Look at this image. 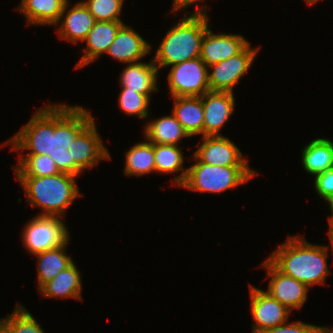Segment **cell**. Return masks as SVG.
<instances>
[{
    "label": "cell",
    "mask_w": 333,
    "mask_h": 333,
    "mask_svg": "<svg viewBox=\"0 0 333 333\" xmlns=\"http://www.w3.org/2000/svg\"><path fill=\"white\" fill-rule=\"evenodd\" d=\"M93 119L82 106L48 104L4 145L12 144L11 151L29 150L27 155H49L60 172L76 176L70 144Z\"/></svg>",
    "instance_id": "cell-1"
},
{
    "label": "cell",
    "mask_w": 333,
    "mask_h": 333,
    "mask_svg": "<svg viewBox=\"0 0 333 333\" xmlns=\"http://www.w3.org/2000/svg\"><path fill=\"white\" fill-rule=\"evenodd\" d=\"M298 236H290L268 260L280 272L295 278L308 288L325 283L330 273L327 264L328 247L310 244L304 237Z\"/></svg>",
    "instance_id": "cell-2"
},
{
    "label": "cell",
    "mask_w": 333,
    "mask_h": 333,
    "mask_svg": "<svg viewBox=\"0 0 333 333\" xmlns=\"http://www.w3.org/2000/svg\"><path fill=\"white\" fill-rule=\"evenodd\" d=\"M201 7L172 26L153 58L158 69L200 57L201 41L208 26V15Z\"/></svg>",
    "instance_id": "cell-3"
},
{
    "label": "cell",
    "mask_w": 333,
    "mask_h": 333,
    "mask_svg": "<svg viewBox=\"0 0 333 333\" xmlns=\"http://www.w3.org/2000/svg\"><path fill=\"white\" fill-rule=\"evenodd\" d=\"M76 177L68 173L37 177L17 176L29 203L42 208L39 216L64 217L66 209L81 194L76 185Z\"/></svg>",
    "instance_id": "cell-4"
},
{
    "label": "cell",
    "mask_w": 333,
    "mask_h": 333,
    "mask_svg": "<svg viewBox=\"0 0 333 333\" xmlns=\"http://www.w3.org/2000/svg\"><path fill=\"white\" fill-rule=\"evenodd\" d=\"M193 156L195 163L187 168L182 188L220 193L247 183L257 175L249 166H213L201 162L194 154Z\"/></svg>",
    "instance_id": "cell-5"
},
{
    "label": "cell",
    "mask_w": 333,
    "mask_h": 333,
    "mask_svg": "<svg viewBox=\"0 0 333 333\" xmlns=\"http://www.w3.org/2000/svg\"><path fill=\"white\" fill-rule=\"evenodd\" d=\"M23 245L32 255L64 245L69 239L65 223L58 216L37 215L22 233Z\"/></svg>",
    "instance_id": "cell-6"
},
{
    "label": "cell",
    "mask_w": 333,
    "mask_h": 333,
    "mask_svg": "<svg viewBox=\"0 0 333 333\" xmlns=\"http://www.w3.org/2000/svg\"><path fill=\"white\" fill-rule=\"evenodd\" d=\"M167 80L173 97L202 96L210 91L208 68L200 58H194L171 66Z\"/></svg>",
    "instance_id": "cell-7"
},
{
    "label": "cell",
    "mask_w": 333,
    "mask_h": 333,
    "mask_svg": "<svg viewBox=\"0 0 333 333\" xmlns=\"http://www.w3.org/2000/svg\"><path fill=\"white\" fill-rule=\"evenodd\" d=\"M259 48L250 47V43L236 56L214 63L208 68V83L210 91L231 92L251 67Z\"/></svg>",
    "instance_id": "cell-8"
},
{
    "label": "cell",
    "mask_w": 333,
    "mask_h": 333,
    "mask_svg": "<svg viewBox=\"0 0 333 333\" xmlns=\"http://www.w3.org/2000/svg\"><path fill=\"white\" fill-rule=\"evenodd\" d=\"M94 119L75 137L69 151L76 162V176L84 168H92L100 159H110V154L104 146L95 125Z\"/></svg>",
    "instance_id": "cell-9"
},
{
    "label": "cell",
    "mask_w": 333,
    "mask_h": 333,
    "mask_svg": "<svg viewBox=\"0 0 333 333\" xmlns=\"http://www.w3.org/2000/svg\"><path fill=\"white\" fill-rule=\"evenodd\" d=\"M262 266L267 270V278L271 277L266 291L287 309H301L307 300L308 287L293 277L280 272L268 259Z\"/></svg>",
    "instance_id": "cell-10"
},
{
    "label": "cell",
    "mask_w": 333,
    "mask_h": 333,
    "mask_svg": "<svg viewBox=\"0 0 333 333\" xmlns=\"http://www.w3.org/2000/svg\"><path fill=\"white\" fill-rule=\"evenodd\" d=\"M251 297V314L253 323L252 333L279 326L286 323L291 311L272 298L266 291L249 285Z\"/></svg>",
    "instance_id": "cell-11"
},
{
    "label": "cell",
    "mask_w": 333,
    "mask_h": 333,
    "mask_svg": "<svg viewBox=\"0 0 333 333\" xmlns=\"http://www.w3.org/2000/svg\"><path fill=\"white\" fill-rule=\"evenodd\" d=\"M202 145L194 155L203 163L213 166H248L240 149L222 135L203 136Z\"/></svg>",
    "instance_id": "cell-12"
},
{
    "label": "cell",
    "mask_w": 333,
    "mask_h": 333,
    "mask_svg": "<svg viewBox=\"0 0 333 333\" xmlns=\"http://www.w3.org/2000/svg\"><path fill=\"white\" fill-rule=\"evenodd\" d=\"M204 109L203 136H217L234 112L235 98L231 92L208 91L202 96Z\"/></svg>",
    "instance_id": "cell-13"
},
{
    "label": "cell",
    "mask_w": 333,
    "mask_h": 333,
    "mask_svg": "<svg viewBox=\"0 0 333 333\" xmlns=\"http://www.w3.org/2000/svg\"><path fill=\"white\" fill-rule=\"evenodd\" d=\"M249 43L242 35L213 34L208 27L201 41L200 58L209 67L236 56Z\"/></svg>",
    "instance_id": "cell-14"
},
{
    "label": "cell",
    "mask_w": 333,
    "mask_h": 333,
    "mask_svg": "<svg viewBox=\"0 0 333 333\" xmlns=\"http://www.w3.org/2000/svg\"><path fill=\"white\" fill-rule=\"evenodd\" d=\"M151 46L132 27L123 24L106 51L123 63H136L149 54Z\"/></svg>",
    "instance_id": "cell-15"
},
{
    "label": "cell",
    "mask_w": 333,
    "mask_h": 333,
    "mask_svg": "<svg viewBox=\"0 0 333 333\" xmlns=\"http://www.w3.org/2000/svg\"><path fill=\"white\" fill-rule=\"evenodd\" d=\"M123 24V21H95L93 28L84 40L87 47L82 50L84 54L75 68H81L95 61L101 54L106 53Z\"/></svg>",
    "instance_id": "cell-16"
},
{
    "label": "cell",
    "mask_w": 333,
    "mask_h": 333,
    "mask_svg": "<svg viewBox=\"0 0 333 333\" xmlns=\"http://www.w3.org/2000/svg\"><path fill=\"white\" fill-rule=\"evenodd\" d=\"M69 4L70 2L63 8L59 20V22H62V25H59L58 33L60 38L67 39L76 44L78 41L86 39L88 32L93 28L95 19L82 1L77 2L65 14ZM63 15L66 16L63 17Z\"/></svg>",
    "instance_id": "cell-17"
},
{
    "label": "cell",
    "mask_w": 333,
    "mask_h": 333,
    "mask_svg": "<svg viewBox=\"0 0 333 333\" xmlns=\"http://www.w3.org/2000/svg\"><path fill=\"white\" fill-rule=\"evenodd\" d=\"M158 72L159 69L153 59L150 63H129L121 73L120 85L140 94H151L153 91H158Z\"/></svg>",
    "instance_id": "cell-18"
},
{
    "label": "cell",
    "mask_w": 333,
    "mask_h": 333,
    "mask_svg": "<svg viewBox=\"0 0 333 333\" xmlns=\"http://www.w3.org/2000/svg\"><path fill=\"white\" fill-rule=\"evenodd\" d=\"M69 0H21L16 10L26 17L27 25H57Z\"/></svg>",
    "instance_id": "cell-19"
},
{
    "label": "cell",
    "mask_w": 333,
    "mask_h": 333,
    "mask_svg": "<svg viewBox=\"0 0 333 333\" xmlns=\"http://www.w3.org/2000/svg\"><path fill=\"white\" fill-rule=\"evenodd\" d=\"M172 113L190 137L202 134L204 109L201 96L173 97Z\"/></svg>",
    "instance_id": "cell-20"
},
{
    "label": "cell",
    "mask_w": 333,
    "mask_h": 333,
    "mask_svg": "<svg viewBox=\"0 0 333 333\" xmlns=\"http://www.w3.org/2000/svg\"><path fill=\"white\" fill-rule=\"evenodd\" d=\"M82 282L80 271L77 269L74 262L62 270L52 280L45 283L39 292L44 297L56 298H74L82 299Z\"/></svg>",
    "instance_id": "cell-21"
},
{
    "label": "cell",
    "mask_w": 333,
    "mask_h": 333,
    "mask_svg": "<svg viewBox=\"0 0 333 333\" xmlns=\"http://www.w3.org/2000/svg\"><path fill=\"white\" fill-rule=\"evenodd\" d=\"M302 166L312 176L333 168V141L317 138L302 151Z\"/></svg>",
    "instance_id": "cell-22"
},
{
    "label": "cell",
    "mask_w": 333,
    "mask_h": 333,
    "mask_svg": "<svg viewBox=\"0 0 333 333\" xmlns=\"http://www.w3.org/2000/svg\"><path fill=\"white\" fill-rule=\"evenodd\" d=\"M144 129V136L153 144L178 145L182 138L190 137L173 113L147 123Z\"/></svg>",
    "instance_id": "cell-23"
},
{
    "label": "cell",
    "mask_w": 333,
    "mask_h": 333,
    "mask_svg": "<svg viewBox=\"0 0 333 333\" xmlns=\"http://www.w3.org/2000/svg\"><path fill=\"white\" fill-rule=\"evenodd\" d=\"M69 240L62 246L35 254L38 257V290L73 261L65 252Z\"/></svg>",
    "instance_id": "cell-24"
},
{
    "label": "cell",
    "mask_w": 333,
    "mask_h": 333,
    "mask_svg": "<svg viewBox=\"0 0 333 333\" xmlns=\"http://www.w3.org/2000/svg\"><path fill=\"white\" fill-rule=\"evenodd\" d=\"M154 157L156 172L172 174L182 171L173 181V185L181 186L186 179L188 170L182 167L184 156L181 148L178 145L154 144Z\"/></svg>",
    "instance_id": "cell-25"
},
{
    "label": "cell",
    "mask_w": 333,
    "mask_h": 333,
    "mask_svg": "<svg viewBox=\"0 0 333 333\" xmlns=\"http://www.w3.org/2000/svg\"><path fill=\"white\" fill-rule=\"evenodd\" d=\"M125 164L124 172L127 176H142L151 171L156 172L154 144L147 142V139L135 144L126 151Z\"/></svg>",
    "instance_id": "cell-26"
},
{
    "label": "cell",
    "mask_w": 333,
    "mask_h": 333,
    "mask_svg": "<svg viewBox=\"0 0 333 333\" xmlns=\"http://www.w3.org/2000/svg\"><path fill=\"white\" fill-rule=\"evenodd\" d=\"M16 176L44 177L60 173L56 163L49 155H26L14 167Z\"/></svg>",
    "instance_id": "cell-27"
},
{
    "label": "cell",
    "mask_w": 333,
    "mask_h": 333,
    "mask_svg": "<svg viewBox=\"0 0 333 333\" xmlns=\"http://www.w3.org/2000/svg\"><path fill=\"white\" fill-rule=\"evenodd\" d=\"M0 321L11 333H44L41 324L22 305L16 304L13 313Z\"/></svg>",
    "instance_id": "cell-28"
},
{
    "label": "cell",
    "mask_w": 333,
    "mask_h": 333,
    "mask_svg": "<svg viewBox=\"0 0 333 333\" xmlns=\"http://www.w3.org/2000/svg\"><path fill=\"white\" fill-rule=\"evenodd\" d=\"M150 94H140L136 91L129 90V88H122L119 94L118 104L128 115H135L140 118L148 117Z\"/></svg>",
    "instance_id": "cell-29"
},
{
    "label": "cell",
    "mask_w": 333,
    "mask_h": 333,
    "mask_svg": "<svg viewBox=\"0 0 333 333\" xmlns=\"http://www.w3.org/2000/svg\"><path fill=\"white\" fill-rule=\"evenodd\" d=\"M82 2L95 21H122L119 15H121L124 0H85Z\"/></svg>",
    "instance_id": "cell-30"
},
{
    "label": "cell",
    "mask_w": 333,
    "mask_h": 333,
    "mask_svg": "<svg viewBox=\"0 0 333 333\" xmlns=\"http://www.w3.org/2000/svg\"><path fill=\"white\" fill-rule=\"evenodd\" d=\"M314 182L317 194L329 204L333 200V168L316 175Z\"/></svg>",
    "instance_id": "cell-31"
},
{
    "label": "cell",
    "mask_w": 333,
    "mask_h": 333,
    "mask_svg": "<svg viewBox=\"0 0 333 333\" xmlns=\"http://www.w3.org/2000/svg\"><path fill=\"white\" fill-rule=\"evenodd\" d=\"M321 328L322 326L298 321L295 323L286 322L279 326L262 330L259 333H318Z\"/></svg>",
    "instance_id": "cell-32"
},
{
    "label": "cell",
    "mask_w": 333,
    "mask_h": 333,
    "mask_svg": "<svg viewBox=\"0 0 333 333\" xmlns=\"http://www.w3.org/2000/svg\"><path fill=\"white\" fill-rule=\"evenodd\" d=\"M204 0H174L172 10L176 13L178 10L182 8H186L189 5L195 4L196 2H201Z\"/></svg>",
    "instance_id": "cell-33"
},
{
    "label": "cell",
    "mask_w": 333,
    "mask_h": 333,
    "mask_svg": "<svg viewBox=\"0 0 333 333\" xmlns=\"http://www.w3.org/2000/svg\"><path fill=\"white\" fill-rule=\"evenodd\" d=\"M330 210L332 212V215L328 218L329 220V229H333V200L329 203Z\"/></svg>",
    "instance_id": "cell-34"
},
{
    "label": "cell",
    "mask_w": 333,
    "mask_h": 333,
    "mask_svg": "<svg viewBox=\"0 0 333 333\" xmlns=\"http://www.w3.org/2000/svg\"><path fill=\"white\" fill-rule=\"evenodd\" d=\"M318 333H333V328L323 326Z\"/></svg>",
    "instance_id": "cell-35"
},
{
    "label": "cell",
    "mask_w": 333,
    "mask_h": 333,
    "mask_svg": "<svg viewBox=\"0 0 333 333\" xmlns=\"http://www.w3.org/2000/svg\"><path fill=\"white\" fill-rule=\"evenodd\" d=\"M0 333H11L9 329L0 321Z\"/></svg>",
    "instance_id": "cell-36"
},
{
    "label": "cell",
    "mask_w": 333,
    "mask_h": 333,
    "mask_svg": "<svg viewBox=\"0 0 333 333\" xmlns=\"http://www.w3.org/2000/svg\"><path fill=\"white\" fill-rule=\"evenodd\" d=\"M329 235V239H330V243H331V247H332V251H333V229H329V231L327 232Z\"/></svg>",
    "instance_id": "cell-37"
},
{
    "label": "cell",
    "mask_w": 333,
    "mask_h": 333,
    "mask_svg": "<svg viewBox=\"0 0 333 333\" xmlns=\"http://www.w3.org/2000/svg\"><path fill=\"white\" fill-rule=\"evenodd\" d=\"M305 1H306V3H308V5H312L314 3H318L317 1H319V0H305Z\"/></svg>",
    "instance_id": "cell-38"
}]
</instances>
